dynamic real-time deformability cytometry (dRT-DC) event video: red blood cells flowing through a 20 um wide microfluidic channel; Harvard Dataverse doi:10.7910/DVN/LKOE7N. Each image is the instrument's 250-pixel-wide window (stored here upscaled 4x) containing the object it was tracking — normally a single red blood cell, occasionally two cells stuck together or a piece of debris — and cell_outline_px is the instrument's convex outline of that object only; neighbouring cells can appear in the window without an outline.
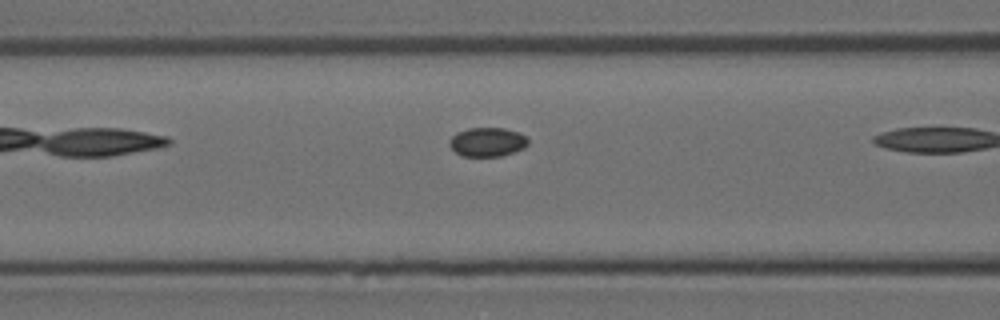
{"species": "Egyptian fruit bat (a non-hibernating species)", "species_latin": "Rousettus aegyptiacus", "temperature_condition": "room temperature", "stored_images_in_passage": 5, "camera_frame_rate_fps": 3000, "um_per_image_px": 0.085, "animal": {"sex": "female"}, "frame": {"image": 1, "passage_image": 4, "time_ms": 1.0, "image_size_px": [1000, 320], "cell_outline_px": [[528, 144], [524, 148], [500, 156], [460, 156], [448, 144], [448, 140], [456, 132], [468, 128], [504, 128], [520, 132], [528, 140]], "centroid_in_image_um": [41.4, 12.06], "position_along_channel_um": 125.2, "area_um2": 13.35}}